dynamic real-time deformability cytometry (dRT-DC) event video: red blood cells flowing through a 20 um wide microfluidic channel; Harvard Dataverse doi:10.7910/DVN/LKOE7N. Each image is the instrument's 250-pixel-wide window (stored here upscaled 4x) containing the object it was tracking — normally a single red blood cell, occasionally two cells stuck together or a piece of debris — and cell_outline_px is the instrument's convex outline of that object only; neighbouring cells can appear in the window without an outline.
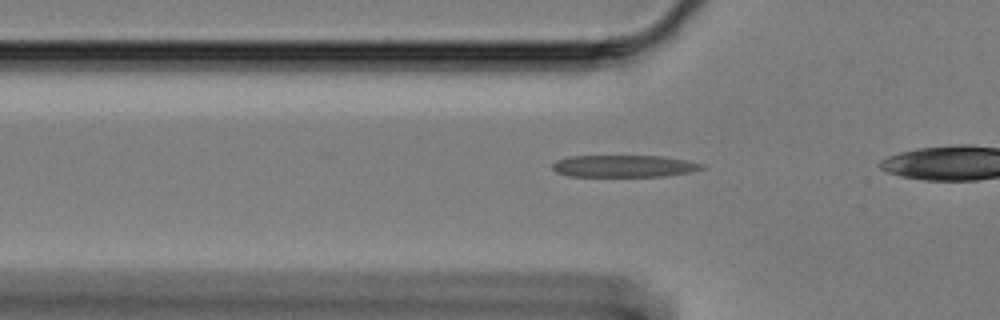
{"species": "Egyptian fruit bat (a non-hibernating species)", "species_latin": "Rousettus aegyptiacus", "temperature_condition": "cold", "stored_images_in_passage": 22, "camera_frame_rate_fps": 3000, "um_per_image_px": 0.085, "animal": {"sex": "female"}, "frame": {"image": 1, "passage_image": 15, "time_ms": 4.667, "image_size_px": [1000, 320], "cell_outline_px": [[704, 168], [688, 172], [664, 176], [568, 176], [556, 172], [552, 168], [552, 164], [556, 160], [568, 156], [660, 156], [684, 160], [704, 164]], "centroid_in_image_um": [52.97, 14.12], "position_along_channel_um": 72.8, "area_um2": 19.02}}
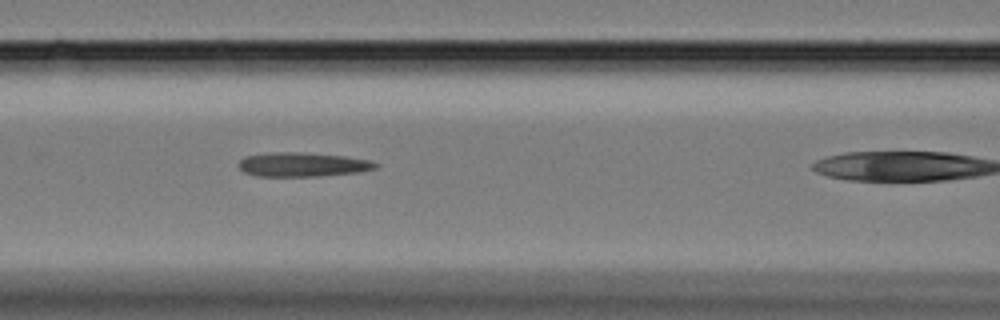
{"frame": {"image": 2, "passage_image": 21, "time_ms": 6.667, "image_size_px": [1000, 320], "cell_outline_px": [[380, 164], [376, 168], [356, 172], [316, 176], [256, 176], [244, 172], [236, 164], [244, 156], [276, 152], [300, 152], [344, 156], [368, 160]], "centroid_in_image_um": [25.67, 13.98], "position_along_channel_um": 140.9, "area_um2": 19.13}}